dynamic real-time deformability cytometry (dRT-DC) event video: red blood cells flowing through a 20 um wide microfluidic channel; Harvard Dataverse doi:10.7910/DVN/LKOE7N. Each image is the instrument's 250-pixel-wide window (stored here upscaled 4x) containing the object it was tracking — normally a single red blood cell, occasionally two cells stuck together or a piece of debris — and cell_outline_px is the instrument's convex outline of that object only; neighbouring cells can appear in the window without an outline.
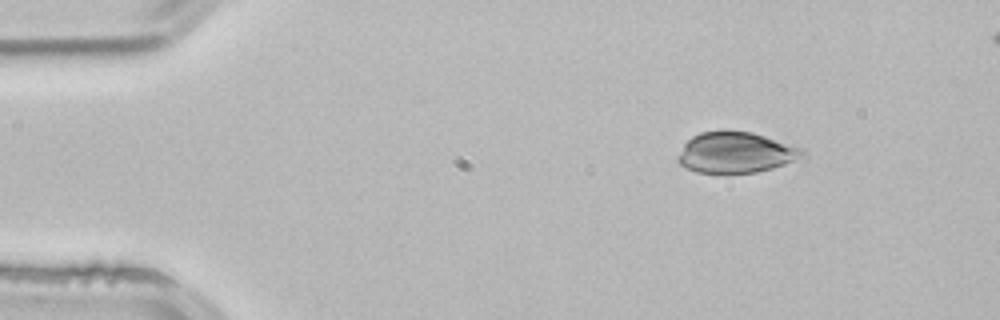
{"species": "common noctule bat (a hibernating species)", "species_latin": "Nyctalus noctula", "temperature_condition": "room temperature", "stored_images_in_passage": 4, "segment_of_instrument_passage": [2, 2], "camera_frame_rate_fps": 3000, "um_per_image_px": 0.085, "animal": {"sex": "male", "body_mass_g": 21.5, "forearm_length_mm": 52.0}, "frame": {"image": 1, "passage_image": 4, "time_ms": 1.0, "image_size_px": [1000, 320], "cell_outline_px": [[808, 152], [784, 164], [772, 168], [756, 172], [728, 176], [724, 176], [696, 172], [684, 168], [676, 160], [676, 156], [684, 144], [692, 136], [700, 132], [724, 128], [752, 132], [804, 148]], "centroid_in_image_um": [62.46, 12.97], "position_along_channel_um": 22.5, "area_um2": 30.87}}